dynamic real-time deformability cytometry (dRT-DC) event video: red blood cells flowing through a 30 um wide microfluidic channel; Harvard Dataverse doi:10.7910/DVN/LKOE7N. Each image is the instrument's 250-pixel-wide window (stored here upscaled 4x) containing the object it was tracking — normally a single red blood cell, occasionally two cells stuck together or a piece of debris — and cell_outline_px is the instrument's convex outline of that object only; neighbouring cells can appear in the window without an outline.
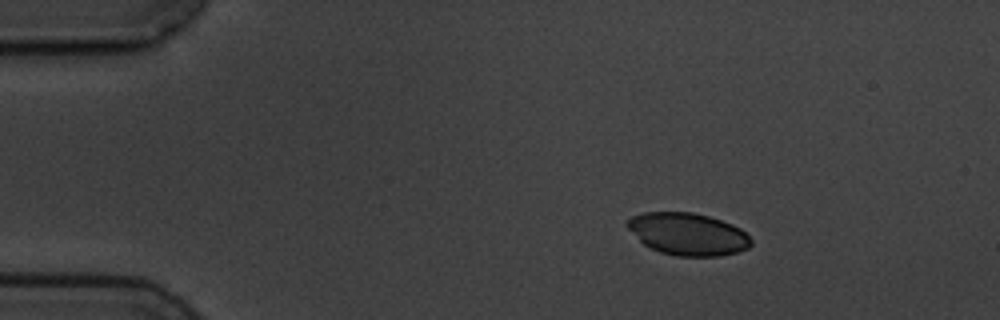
{"species": "common noctule bat (a hibernating species)", "species_latin": "Nyctalus noctula", "temperature_condition": "cold", "stored_images_in_passage": 4, "camera_frame_rate_fps": 3000, "um_per_image_px": 0.085, "animal": {"sex": "male", "body_mass_g": 19.5, "forearm_length_mm": 54.6}, "frame": {"image": 1, "passage_image": 1, "time_ms": 0.0, "image_size_px": [1000, 320], "cell_outline_px": [[752, 244], [748, 248], [736, 252], [720, 256], [676, 256], [660, 252], [644, 244], [624, 224], [632, 216], [644, 212], [692, 212], [708, 216], [732, 224], [740, 228], [752, 240]], "centroid_in_image_um": [58.47, 19.89], "position_along_channel_um": 26.5, "area_um2": 30.35}}